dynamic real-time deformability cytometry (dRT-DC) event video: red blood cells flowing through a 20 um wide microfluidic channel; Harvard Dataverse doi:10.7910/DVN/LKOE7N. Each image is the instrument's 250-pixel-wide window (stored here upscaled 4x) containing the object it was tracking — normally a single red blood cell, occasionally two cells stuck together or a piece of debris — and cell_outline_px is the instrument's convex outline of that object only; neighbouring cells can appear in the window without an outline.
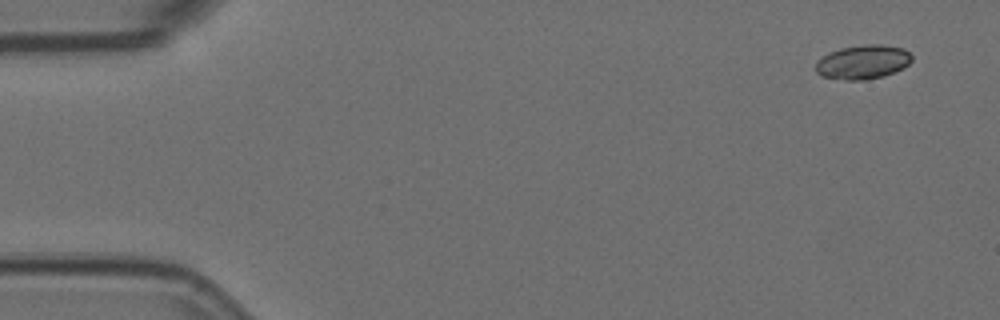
{"species": "Egyptian fruit bat (a non-hibernating species)", "species_latin": "Rousettus aegyptiacus", "temperature_condition": "room temperature", "stored_images_in_passage": 5, "camera_frame_rate_fps": 3000, "um_per_image_px": 0.085, "animal": {"sex": "female"}, "frame": {"image": 1, "passage_image": 1, "time_ms": 0.0, "image_size_px": [1000, 320], "cell_outline_px": [[912, 60], [904, 68], [884, 76], [864, 80], [844, 80], [824, 76], [816, 72], [816, 60], [828, 52], [840, 48], [864, 44], [880, 44], [904, 48], [912, 56]], "centroid_in_image_um": [73.34, 5.26], "position_along_channel_um": 11.7, "area_um2": 19.25}}
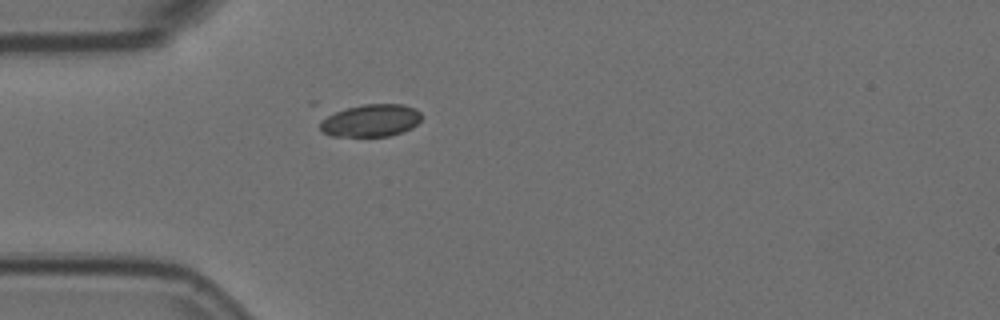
{"frame": {"image": 2, "passage_image": 5, "time_ms": 1.333, "image_size_px": [1000, 320], "cell_outline_px": [[420, 120], [412, 128], [388, 136], [332, 136], [324, 132], [320, 128], [320, 124], [328, 116], [336, 112], [348, 108], [364, 104], [404, 104], [420, 112]], "centroid_in_image_um": [31.54, 10.24], "position_along_channel_um": 53.5, "area_um2": 18.73}}